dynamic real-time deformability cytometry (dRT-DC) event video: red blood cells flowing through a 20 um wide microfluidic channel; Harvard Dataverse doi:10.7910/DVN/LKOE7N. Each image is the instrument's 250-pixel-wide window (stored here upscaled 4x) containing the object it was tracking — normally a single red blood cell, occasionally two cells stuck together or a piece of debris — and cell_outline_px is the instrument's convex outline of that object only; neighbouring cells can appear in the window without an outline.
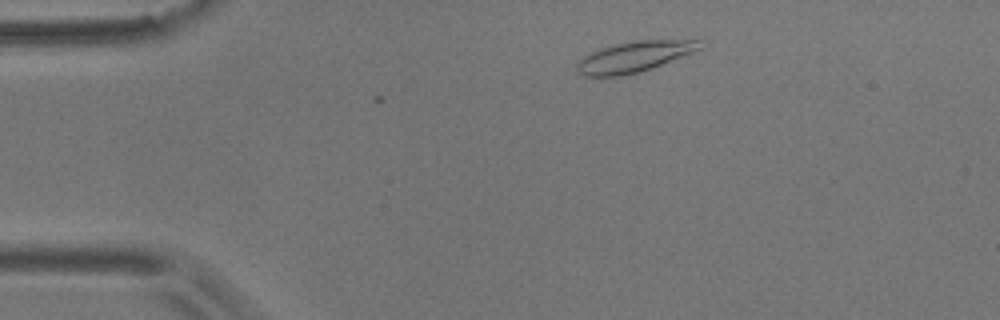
{"species": "common noctule bat (a hibernating species)", "species_latin": "Nyctalus noctula", "temperature_condition": "room temperature", "stored_images_in_passage": 4, "camera_frame_rate_fps": 3000, "um_per_image_px": 0.085, "animal": {"sex": "male", "body_mass_g": 17.9}, "frame": {"image": 1, "passage_image": 2, "time_ms": 1.333, "image_size_px": [1000, 320], "cell_outline_px": [[708, 40], [704, 48], [652, 68], [640, 72], [620, 76], [584, 76], [576, 68], [576, 64], [584, 56], [600, 48], [616, 44], [636, 40]], "centroid_in_image_um": [54.0, 4.81], "position_along_channel_um": 31.0, "area_um2": 22.08}}